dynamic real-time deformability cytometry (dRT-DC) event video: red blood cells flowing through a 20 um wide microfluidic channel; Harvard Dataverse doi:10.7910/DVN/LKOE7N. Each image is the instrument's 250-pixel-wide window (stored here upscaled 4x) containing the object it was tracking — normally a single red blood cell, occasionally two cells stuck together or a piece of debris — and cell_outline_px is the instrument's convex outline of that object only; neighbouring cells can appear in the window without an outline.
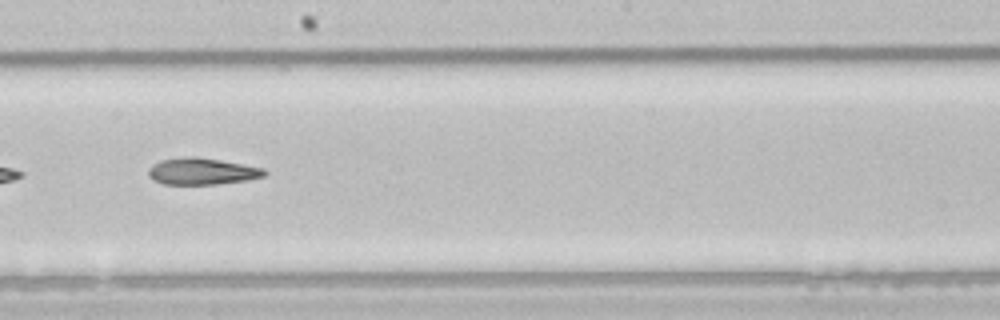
{"species": "common noctule bat (a hibernating species)", "species_latin": "Nyctalus noctula", "temperature_condition": "room temperature", "stored_images_in_passage": 34, "segment_of_instrument_passage": [2, 2], "camera_frame_rate_fps": 3000, "um_per_image_px": 0.085, "animal": {"sex": "male", "body_mass_g": 21.5, "forearm_length_mm": 52.0}, "frame": {"image": 1, "passage_image": 29, "time_ms": 9.333, "image_size_px": [1000, 320], "cell_outline_px": [[268, 172], [264, 176], [248, 180], [216, 184], [164, 184], [152, 180], [148, 176], [148, 172], [152, 164], [160, 160], [184, 156], [220, 160], [264, 168]], "centroid_in_image_um": [17.15, 14.57], "position_along_channel_um": 231.1, "area_um2": 17.98}}